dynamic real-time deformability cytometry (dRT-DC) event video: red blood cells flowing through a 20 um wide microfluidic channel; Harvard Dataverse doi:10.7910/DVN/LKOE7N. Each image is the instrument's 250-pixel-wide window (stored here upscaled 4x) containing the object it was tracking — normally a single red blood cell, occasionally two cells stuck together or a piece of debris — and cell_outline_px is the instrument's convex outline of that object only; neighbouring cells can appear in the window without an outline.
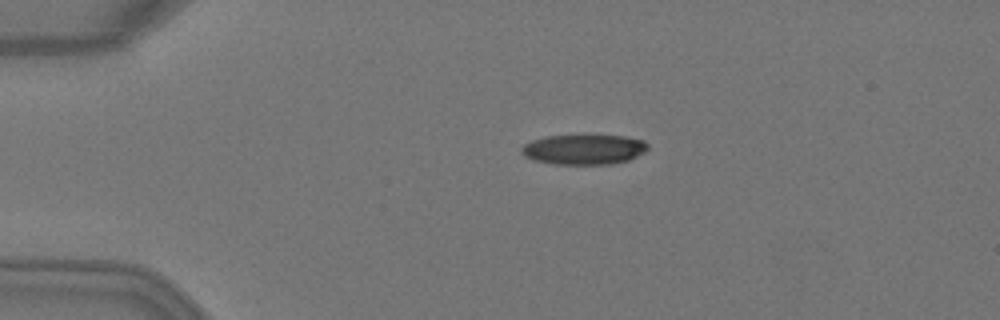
{"species": "Egyptian fruit bat (a non-hibernating species)", "species_latin": "Rousettus aegyptiacus", "temperature_condition": "warm", "stored_images_in_passage": 4, "camera_frame_rate_fps": 3000, "um_per_image_px": 0.085, "animal": {"sex": "female"}, "frame": {"image": 1, "passage_image": 2, "time_ms": 0.333, "image_size_px": [1000, 320], "cell_outline_px": [[648, 148], [644, 152], [628, 160], [612, 164], [552, 164], [532, 160], [524, 156], [520, 152], [520, 148], [524, 144], [532, 140], [544, 136], [584, 132], [624, 136], [644, 140], [648, 144]], "centroid_in_image_um": [49.59, 12.65], "position_along_channel_um": 35.4, "area_um2": 23.29}}